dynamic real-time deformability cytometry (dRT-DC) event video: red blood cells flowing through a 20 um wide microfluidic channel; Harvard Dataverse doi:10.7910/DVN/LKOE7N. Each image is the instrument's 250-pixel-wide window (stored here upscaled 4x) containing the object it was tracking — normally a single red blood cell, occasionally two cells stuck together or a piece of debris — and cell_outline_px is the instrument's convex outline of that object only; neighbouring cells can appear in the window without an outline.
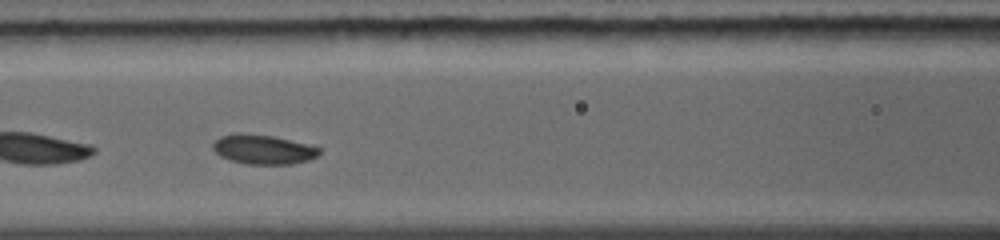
{"species": "common noctule bat (a hibernating species)", "species_latin": "Nyctalus noctula", "temperature_condition": "warm", "stored_images_in_passage": 37, "camera_frame_rate_fps": 5000, "um_per_image_px": 0.085, "animal": {"sex": "female", "body_mass_g": 19.0, "forearm_length_mm": 56.7}, "frame": {"image": 1, "passage_image": 11, "time_ms": 2.6, "image_size_px": [1000, 240], "cell_outline_px": [[320, 152], [316, 156], [308, 160], [292, 164], [244, 164], [220, 156], [212, 148], [212, 144], [220, 136], [240, 132], [272, 136], [320, 148]], "centroid_in_image_um": [22.32, 12.7], "position_along_channel_um": 144.3, "area_um2": 18.03}}
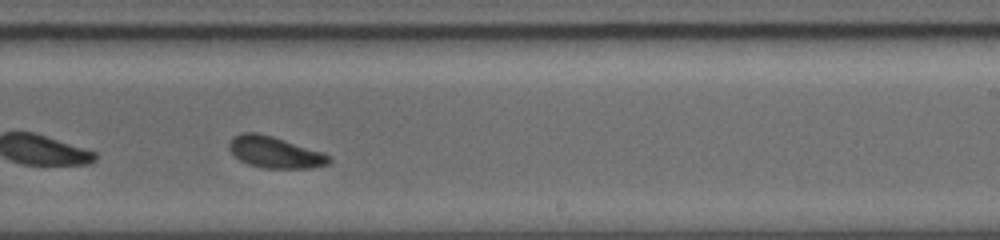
{"frame": {"image": 2, "passage_image": 22, "time_ms": 5.4, "image_size_px": [1000, 240], "cell_outline_px": [[332, 160], [328, 164], [312, 168], [264, 168], [248, 164], [240, 160], [228, 148], [228, 144], [232, 136], [244, 132], [256, 132], [272, 136], [324, 152]], "centroid_in_image_um": [23.36, 12.94], "position_along_channel_um": 265.6, "area_um2": 18.32}, "authors_computed_cell_mechanics": {"area_um2": 18.207, "velocity_mm_per_s": 4.3474, "shape_relaxation_time_tau1_ms": 2.1247, "shape_relaxation_time_tau2_ms": null, "deformation_change_tau1": 0.0924, "deformation_change_tau2": null}}